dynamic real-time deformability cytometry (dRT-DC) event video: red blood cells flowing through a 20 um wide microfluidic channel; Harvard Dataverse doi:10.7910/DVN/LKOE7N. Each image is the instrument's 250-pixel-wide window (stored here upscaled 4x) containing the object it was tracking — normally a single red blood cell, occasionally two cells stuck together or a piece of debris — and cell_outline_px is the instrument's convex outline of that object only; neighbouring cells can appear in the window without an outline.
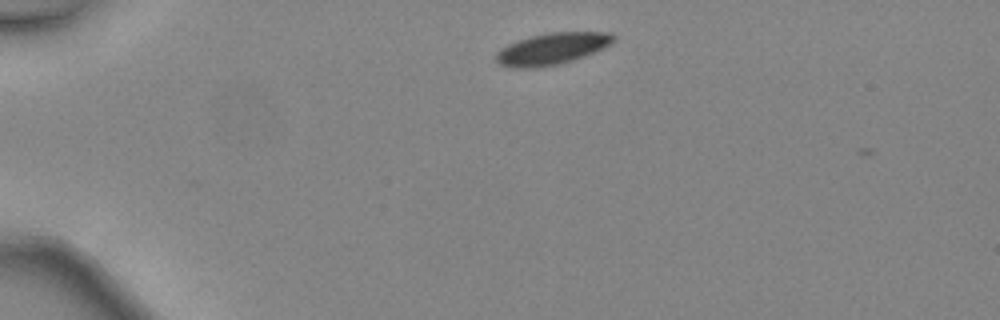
{"species": "common noctule bat (a hibernating species)", "species_latin": "Nyctalus noctula", "temperature_condition": "warm", "stored_images_in_passage": 6, "camera_frame_rate_fps": 3000, "um_per_image_px": 0.085, "animal": {"sex": "female", "body_mass_g": 24.6, "forearm_length_mm": 56.2}, "frame": {"image": 1, "passage_image": 2, "time_ms": 0.333, "image_size_px": [1000, 320], "cell_outline_px": [[616, 40], [584, 56], [560, 64], [536, 68], [512, 68], [500, 64], [496, 60], [496, 52], [500, 48], [516, 40], [528, 36], [548, 32], [612, 32], [616, 36]], "centroid_in_image_um": [46.87, 4.13], "position_along_channel_um": 38.1, "area_um2": 21.73}}